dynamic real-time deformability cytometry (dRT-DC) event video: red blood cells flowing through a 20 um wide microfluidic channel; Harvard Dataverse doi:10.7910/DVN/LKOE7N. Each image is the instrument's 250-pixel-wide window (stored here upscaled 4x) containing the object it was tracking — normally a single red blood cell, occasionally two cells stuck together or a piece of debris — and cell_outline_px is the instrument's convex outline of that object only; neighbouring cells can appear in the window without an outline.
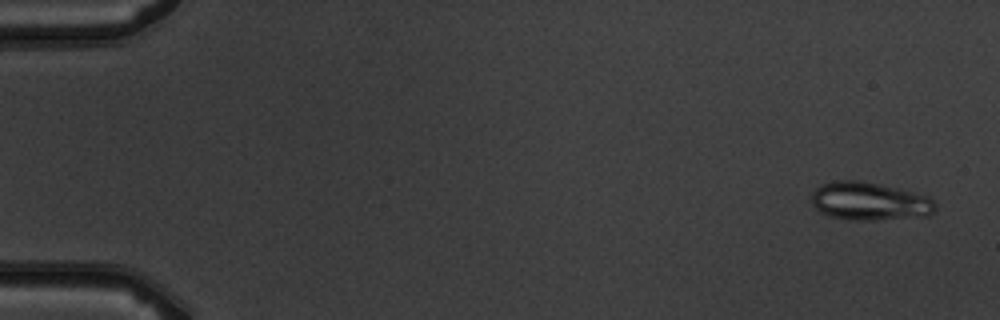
{"species": "common noctule bat (a hibernating species)", "species_latin": "Nyctalus noctula", "temperature_condition": "warm", "stored_images_in_passage": 6, "camera_frame_rate_fps": 3000, "um_per_image_px": 0.085, "animal": {"sex": "male", "body_mass_g": 19.5, "forearm_length_mm": 54.6}, "frame": {"image": 1, "passage_image": 1, "time_ms": 0.0, "image_size_px": [1000, 320], "cell_outline_px": [[936, 208], [928, 216], [872, 220], [852, 220], [828, 216], [820, 212], [812, 204], [812, 192], [820, 184], [832, 180], [860, 180], [896, 188], [928, 196], [936, 204]], "centroid_in_image_um": [73.87, 17.1], "position_along_channel_um": 11.1, "area_um2": 27.57}}